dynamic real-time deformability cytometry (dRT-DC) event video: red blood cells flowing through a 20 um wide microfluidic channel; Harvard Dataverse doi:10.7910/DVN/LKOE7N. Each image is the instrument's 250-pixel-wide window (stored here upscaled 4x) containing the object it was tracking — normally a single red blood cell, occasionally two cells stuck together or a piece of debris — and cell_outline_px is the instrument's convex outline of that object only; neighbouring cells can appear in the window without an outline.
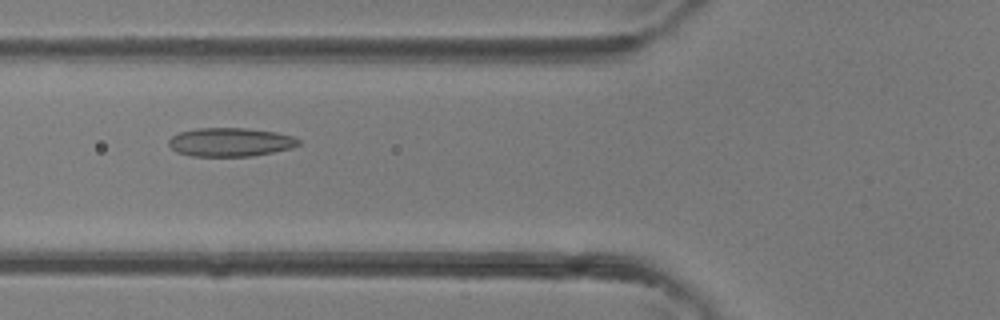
{"species": "common noctule bat (a hibernating species)", "species_latin": "Nyctalus noctula", "temperature_condition": "room temperature", "stored_images_in_passage": 38, "camera_frame_rate_fps": 3000, "um_per_image_px": 0.085, "animal": {"sex": "female"}, "frame": {"image": 1, "passage_image": 14, "time_ms": 4.333, "image_size_px": [1000, 320], "cell_outline_px": [[300, 144], [292, 148], [252, 156], [192, 156], [176, 152], [168, 144], [168, 140], [172, 136], [180, 132], [196, 128], [248, 128], [276, 132], [292, 136], [300, 140]], "centroid_in_image_um": [19.57, 12.08], "position_along_channel_um": 106.2, "area_um2": 21.73}}
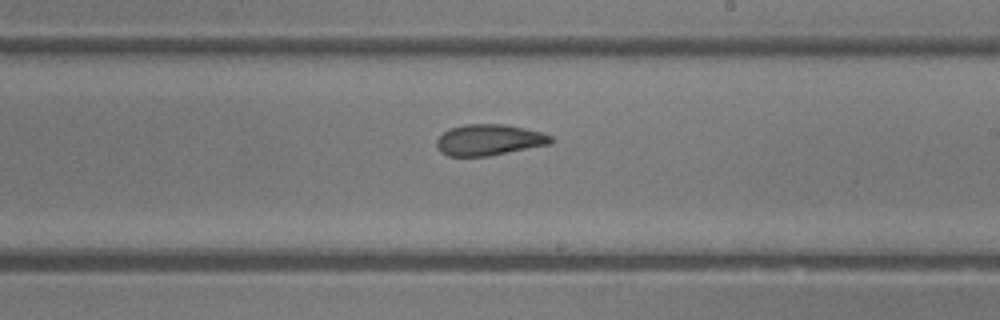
{"frame": {"image": 2, "passage_image": 22, "time_ms": 7.0, "image_size_px": [1000, 320], "cell_outline_px": [[556, 140], [552, 144], [488, 156], [448, 156], [440, 152], [436, 148], [436, 140], [448, 128], [464, 124], [504, 124], [524, 128], [540, 132], [552, 136]], "centroid_in_image_um": [41.57, 11.89], "position_along_channel_um": 247.4, "area_um2": 20.92}}
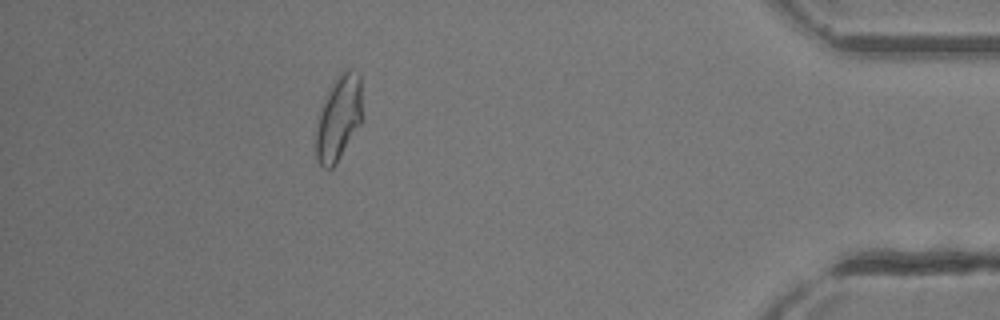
{"frame": {"image": 3, "passage_image": 34, "time_ms": 11.0, "image_size_px": [1000, 320], "cell_outline_px": [[360, 124], [336, 164], [332, 168], [324, 168], [320, 164], [316, 156], [316, 116], [336, 76], [340, 72], [348, 68], [352, 68], [360, 76]], "centroid_in_image_um": [28.74, 10.02], "position_along_channel_um": 406.5, "area_um2": 22.72}}